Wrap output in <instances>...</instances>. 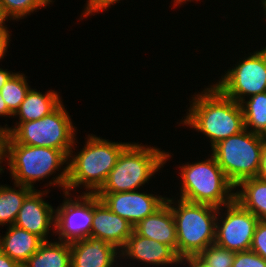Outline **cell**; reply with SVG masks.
<instances>
[{"label":"cell","mask_w":266,"mask_h":267,"mask_svg":"<svg viewBox=\"0 0 266 267\" xmlns=\"http://www.w3.org/2000/svg\"><path fill=\"white\" fill-rule=\"evenodd\" d=\"M187 110L179 125H186L205 135L211 148L245 129L240 103L226 97L213 83L193 95Z\"/></svg>","instance_id":"cell-1"},{"label":"cell","mask_w":266,"mask_h":267,"mask_svg":"<svg viewBox=\"0 0 266 267\" xmlns=\"http://www.w3.org/2000/svg\"><path fill=\"white\" fill-rule=\"evenodd\" d=\"M85 139L83 148L77 153L71 150L69 155L66 185L69 193L84 187L86 190L82 193L95 194L106 181L121 152L131 143L113 142L95 134H88Z\"/></svg>","instance_id":"cell-2"},{"label":"cell","mask_w":266,"mask_h":267,"mask_svg":"<svg viewBox=\"0 0 266 267\" xmlns=\"http://www.w3.org/2000/svg\"><path fill=\"white\" fill-rule=\"evenodd\" d=\"M68 159L69 157L62 150L19 144L10 137L8 163L5 164L9 167L13 183L28 186L33 190L36 189L34 187L36 181H44L54 173L56 174V170H60L58 176L52 177L54 179H51L47 186H58L66 192Z\"/></svg>","instance_id":"cell-3"},{"label":"cell","mask_w":266,"mask_h":267,"mask_svg":"<svg viewBox=\"0 0 266 267\" xmlns=\"http://www.w3.org/2000/svg\"><path fill=\"white\" fill-rule=\"evenodd\" d=\"M169 153L148 144L130 143L118 157L106 181L96 193H119L137 191L160 172L168 159Z\"/></svg>","instance_id":"cell-4"},{"label":"cell","mask_w":266,"mask_h":267,"mask_svg":"<svg viewBox=\"0 0 266 267\" xmlns=\"http://www.w3.org/2000/svg\"><path fill=\"white\" fill-rule=\"evenodd\" d=\"M174 199L167 197L166 202L171 207L176 224L177 256L180 259L196 257L215 242L218 208Z\"/></svg>","instance_id":"cell-5"},{"label":"cell","mask_w":266,"mask_h":267,"mask_svg":"<svg viewBox=\"0 0 266 267\" xmlns=\"http://www.w3.org/2000/svg\"><path fill=\"white\" fill-rule=\"evenodd\" d=\"M183 163L179 166L181 178L179 199L217 208L235 200V186L229 181L216 159Z\"/></svg>","instance_id":"cell-6"},{"label":"cell","mask_w":266,"mask_h":267,"mask_svg":"<svg viewBox=\"0 0 266 267\" xmlns=\"http://www.w3.org/2000/svg\"><path fill=\"white\" fill-rule=\"evenodd\" d=\"M64 107L66 106L62 102L53 112L41 119L16 121L12 127L7 124L5 126L16 143L55 148L62 150L69 157L71 150H76L75 145L77 147V127Z\"/></svg>","instance_id":"cell-7"},{"label":"cell","mask_w":266,"mask_h":267,"mask_svg":"<svg viewBox=\"0 0 266 267\" xmlns=\"http://www.w3.org/2000/svg\"><path fill=\"white\" fill-rule=\"evenodd\" d=\"M266 137L244 129L211 148L229 181L236 187L241 181L257 177Z\"/></svg>","instance_id":"cell-8"},{"label":"cell","mask_w":266,"mask_h":267,"mask_svg":"<svg viewBox=\"0 0 266 267\" xmlns=\"http://www.w3.org/2000/svg\"><path fill=\"white\" fill-rule=\"evenodd\" d=\"M261 49L245 54L248 57L240 58L242 61L239 59L213 85L237 103L266 92V46Z\"/></svg>","instance_id":"cell-9"},{"label":"cell","mask_w":266,"mask_h":267,"mask_svg":"<svg viewBox=\"0 0 266 267\" xmlns=\"http://www.w3.org/2000/svg\"><path fill=\"white\" fill-rule=\"evenodd\" d=\"M258 222L252 212L234 200L218 208L214 243L235 253L249 251Z\"/></svg>","instance_id":"cell-10"},{"label":"cell","mask_w":266,"mask_h":267,"mask_svg":"<svg viewBox=\"0 0 266 267\" xmlns=\"http://www.w3.org/2000/svg\"><path fill=\"white\" fill-rule=\"evenodd\" d=\"M65 198L56 208L55 235L59 241L73 242L90 236L93 219V194L78 197L63 192ZM72 197H71V196Z\"/></svg>","instance_id":"cell-11"},{"label":"cell","mask_w":266,"mask_h":267,"mask_svg":"<svg viewBox=\"0 0 266 267\" xmlns=\"http://www.w3.org/2000/svg\"><path fill=\"white\" fill-rule=\"evenodd\" d=\"M95 195L113 213L125 218L133 226L148 215L153 214L166 202V197L138 192V190L119 193H95Z\"/></svg>","instance_id":"cell-12"},{"label":"cell","mask_w":266,"mask_h":267,"mask_svg":"<svg viewBox=\"0 0 266 267\" xmlns=\"http://www.w3.org/2000/svg\"><path fill=\"white\" fill-rule=\"evenodd\" d=\"M49 192V189L32 190L24 199L14 222L17 227L37 235L43 241H50L49 232L55 235L56 209L43 198Z\"/></svg>","instance_id":"cell-13"},{"label":"cell","mask_w":266,"mask_h":267,"mask_svg":"<svg viewBox=\"0 0 266 267\" xmlns=\"http://www.w3.org/2000/svg\"><path fill=\"white\" fill-rule=\"evenodd\" d=\"M120 261H137L140 264L153 265L152 267L176 266L180 264V258L176 252L168 245L162 244L153 239H149L136 234L134 231L127 239L126 244L120 250Z\"/></svg>","instance_id":"cell-14"},{"label":"cell","mask_w":266,"mask_h":267,"mask_svg":"<svg viewBox=\"0 0 266 267\" xmlns=\"http://www.w3.org/2000/svg\"><path fill=\"white\" fill-rule=\"evenodd\" d=\"M133 225L113 213L93 194V219L90 236L99 238L121 250L133 233Z\"/></svg>","instance_id":"cell-15"},{"label":"cell","mask_w":266,"mask_h":267,"mask_svg":"<svg viewBox=\"0 0 266 267\" xmlns=\"http://www.w3.org/2000/svg\"><path fill=\"white\" fill-rule=\"evenodd\" d=\"M71 267H115L120 250L102 239L87 237L70 242ZM118 255V256H117ZM117 262V263H116Z\"/></svg>","instance_id":"cell-16"},{"label":"cell","mask_w":266,"mask_h":267,"mask_svg":"<svg viewBox=\"0 0 266 267\" xmlns=\"http://www.w3.org/2000/svg\"><path fill=\"white\" fill-rule=\"evenodd\" d=\"M133 231L143 237L170 246L177 254V231L171 207L165 202L153 214L138 222Z\"/></svg>","instance_id":"cell-17"},{"label":"cell","mask_w":266,"mask_h":267,"mask_svg":"<svg viewBox=\"0 0 266 267\" xmlns=\"http://www.w3.org/2000/svg\"><path fill=\"white\" fill-rule=\"evenodd\" d=\"M7 227L6 234L0 235V250L22 267L44 241L14 224Z\"/></svg>","instance_id":"cell-18"},{"label":"cell","mask_w":266,"mask_h":267,"mask_svg":"<svg viewBox=\"0 0 266 267\" xmlns=\"http://www.w3.org/2000/svg\"><path fill=\"white\" fill-rule=\"evenodd\" d=\"M46 92L44 94L40 90L30 88L13 118L16 116L15 118L19 117V122H28L41 119L53 112L63 101L59 92Z\"/></svg>","instance_id":"cell-19"},{"label":"cell","mask_w":266,"mask_h":267,"mask_svg":"<svg viewBox=\"0 0 266 267\" xmlns=\"http://www.w3.org/2000/svg\"><path fill=\"white\" fill-rule=\"evenodd\" d=\"M235 189V200L259 220H266V181L259 177L248 178Z\"/></svg>","instance_id":"cell-20"},{"label":"cell","mask_w":266,"mask_h":267,"mask_svg":"<svg viewBox=\"0 0 266 267\" xmlns=\"http://www.w3.org/2000/svg\"><path fill=\"white\" fill-rule=\"evenodd\" d=\"M22 267H71L70 242L44 241Z\"/></svg>","instance_id":"cell-21"},{"label":"cell","mask_w":266,"mask_h":267,"mask_svg":"<svg viewBox=\"0 0 266 267\" xmlns=\"http://www.w3.org/2000/svg\"><path fill=\"white\" fill-rule=\"evenodd\" d=\"M13 185L15 188L6 184L0 185V226L14 224L24 199L33 190L28 186Z\"/></svg>","instance_id":"cell-22"},{"label":"cell","mask_w":266,"mask_h":267,"mask_svg":"<svg viewBox=\"0 0 266 267\" xmlns=\"http://www.w3.org/2000/svg\"><path fill=\"white\" fill-rule=\"evenodd\" d=\"M245 129L266 137V92L240 102Z\"/></svg>","instance_id":"cell-23"},{"label":"cell","mask_w":266,"mask_h":267,"mask_svg":"<svg viewBox=\"0 0 266 267\" xmlns=\"http://www.w3.org/2000/svg\"><path fill=\"white\" fill-rule=\"evenodd\" d=\"M27 76L24 73L16 72L1 88V96L6 103L8 110L14 115L19 109L20 104L30 90Z\"/></svg>","instance_id":"cell-24"},{"label":"cell","mask_w":266,"mask_h":267,"mask_svg":"<svg viewBox=\"0 0 266 267\" xmlns=\"http://www.w3.org/2000/svg\"><path fill=\"white\" fill-rule=\"evenodd\" d=\"M53 0H0V4L12 20L27 18L33 12L46 9ZM41 8V9H40Z\"/></svg>","instance_id":"cell-25"},{"label":"cell","mask_w":266,"mask_h":267,"mask_svg":"<svg viewBox=\"0 0 266 267\" xmlns=\"http://www.w3.org/2000/svg\"><path fill=\"white\" fill-rule=\"evenodd\" d=\"M196 257L207 267H232L235 252L213 243Z\"/></svg>","instance_id":"cell-26"},{"label":"cell","mask_w":266,"mask_h":267,"mask_svg":"<svg viewBox=\"0 0 266 267\" xmlns=\"http://www.w3.org/2000/svg\"><path fill=\"white\" fill-rule=\"evenodd\" d=\"M232 267H266V260L255 252H236Z\"/></svg>","instance_id":"cell-27"},{"label":"cell","mask_w":266,"mask_h":267,"mask_svg":"<svg viewBox=\"0 0 266 267\" xmlns=\"http://www.w3.org/2000/svg\"><path fill=\"white\" fill-rule=\"evenodd\" d=\"M250 250L266 260V220H259Z\"/></svg>","instance_id":"cell-28"},{"label":"cell","mask_w":266,"mask_h":267,"mask_svg":"<svg viewBox=\"0 0 266 267\" xmlns=\"http://www.w3.org/2000/svg\"><path fill=\"white\" fill-rule=\"evenodd\" d=\"M119 2L120 0H87L80 18L84 19L88 16L96 15L98 12L107 11L108 8H111V5L114 6V4Z\"/></svg>","instance_id":"cell-29"},{"label":"cell","mask_w":266,"mask_h":267,"mask_svg":"<svg viewBox=\"0 0 266 267\" xmlns=\"http://www.w3.org/2000/svg\"><path fill=\"white\" fill-rule=\"evenodd\" d=\"M9 138L10 132L7 130V127L0 126V174H2V172L4 173L5 168H3L1 164L3 163V161H7Z\"/></svg>","instance_id":"cell-30"},{"label":"cell","mask_w":266,"mask_h":267,"mask_svg":"<svg viewBox=\"0 0 266 267\" xmlns=\"http://www.w3.org/2000/svg\"><path fill=\"white\" fill-rule=\"evenodd\" d=\"M11 34L9 29L0 30V61L4 59V56L8 51Z\"/></svg>","instance_id":"cell-31"},{"label":"cell","mask_w":266,"mask_h":267,"mask_svg":"<svg viewBox=\"0 0 266 267\" xmlns=\"http://www.w3.org/2000/svg\"><path fill=\"white\" fill-rule=\"evenodd\" d=\"M0 267H21V266L0 250Z\"/></svg>","instance_id":"cell-32"},{"label":"cell","mask_w":266,"mask_h":267,"mask_svg":"<svg viewBox=\"0 0 266 267\" xmlns=\"http://www.w3.org/2000/svg\"><path fill=\"white\" fill-rule=\"evenodd\" d=\"M187 264V267H207L204 263H202L197 257H186L183 259H180V265Z\"/></svg>","instance_id":"cell-33"},{"label":"cell","mask_w":266,"mask_h":267,"mask_svg":"<svg viewBox=\"0 0 266 267\" xmlns=\"http://www.w3.org/2000/svg\"><path fill=\"white\" fill-rule=\"evenodd\" d=\"M257 177L266 181V143H265V147L262 152V158H261L259 173Z\"/></svg>","instance_id":"cell-34"},{"label":"cell","mask_w":266,"mask_h":267,"mask_svg":"<svg viewBox=\"0 0 266 267\" xmlns=\"http://www.w3.org/2000/svg\"><path fill=\"white\" fill-rule=\"evenodd\" d=\"M12 20L8 14L6 13L3 6L0 4V30L8 29V25H6V21Z\"/></svg>","instance_id":"cell-35"},{"label":"cell","mask_w":266,"mask_h":267,"mask_svg":"<svg viewBox=\"0 0 266 267\" xmlns=\"http://www.w3.org/2000/svg\"><path fill=\"white\" fill-rule=\"evenodd\" d=\"M15 72L0 68V90Z\"/></svg>","instance_id":"cell-36"},{"label":"cell","mask_w":266,"mask_h":267,"mask_svg":"<svg viewBox=\"0 0 266 267\" xmlns=\"http://www.w3.org/2000/svg\"><path fill=\"white\" fill-rule=\"evenodd\" d=\"M0 117H13V114L8 110L5 101L3 100L0 92ZM2 126V125H0Z\"/></svg>","instance_id":"cell-37"},{"label":"cell","mask_w":266,"mask_h":267,"mask_svg":"<svg viewBox=\"0 0 266 267\" xmlns=\"http://www.w3.org/2000/svg\"><path fill=\"white\" fill-rule=\"evenodd\" d=\"M191 2V1H194V0H173V5H174V7L176 6L177 7V5L179 6V4L180 5H183L182 3H187V2ZM197 1H200V0H196V2Z\"/></svg>","instance_id":"cell-38"},{"label":"cell","mask_w":266,"mask_h":267,"mask_svg":"<svg viewBox=\"0 0 266 267\" xmlns=\"http://www.w3.org/2000/svg\"><path fill=\"white\" fill-rule=\"evenodd\" d=\"M261 4L263 5V6L261 5V7H263V9H264L263 13H264V16H265L264 18L266 20V0H261Z\"/></svg>","instance_id":"cell-39"},{"label":"cell","mask_w":266,"mask_h":267,"mask_svg":"<svg viewBox=\"0 0 266 267\" xmlns=\"http://www.w3.org/2000/svg\"><path fill=\"white\" fill-rule=\"evenodd\" d=\"M115 267H123V264L120 266V265H118V264H116V266Z\"/></svg>","instance_id":"cell-40"}]
</instances>
